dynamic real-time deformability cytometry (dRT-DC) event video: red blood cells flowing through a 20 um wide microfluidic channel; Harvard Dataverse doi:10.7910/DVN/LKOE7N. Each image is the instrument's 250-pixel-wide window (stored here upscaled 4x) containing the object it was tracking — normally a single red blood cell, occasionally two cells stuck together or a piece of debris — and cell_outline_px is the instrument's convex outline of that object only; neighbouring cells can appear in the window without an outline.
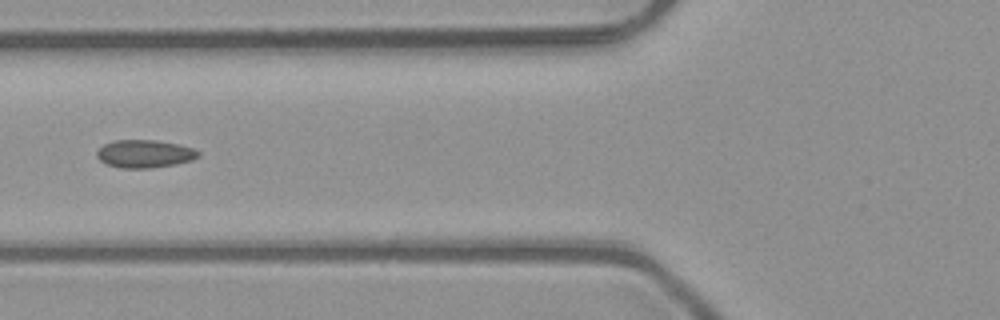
{"species": "common noctule bat (a hibernating species)", "species_latin": "Nyctalus noctula", "temperature_condition": "room temperature", "stored_images_in_passage": 4, "camera_frame_rate_fps": 3000, "um_per_image_px": 0.085, "animal": {"sex": "male", "body_mass_g": 23.1, "forearm_length_mm": 52.7}, "frame": {"image": 1, "passage_image": 3, "time_ms": 0.667, "image_size_px": [1000, 320], "cell_outline_px": [[200, 156], [192, 160], [176, 164], [148, 168], [120, 168], [108, 164], [100, 160], [96, 156], [96, 152], [104, 144], [116, 140], [156, 140], [176, 144], [192, 148], [200, 152]], "centroid_in_image_um": [12.29, 13.07], "position_along_channel_um": 113.5, "area_um2": 16.36}}
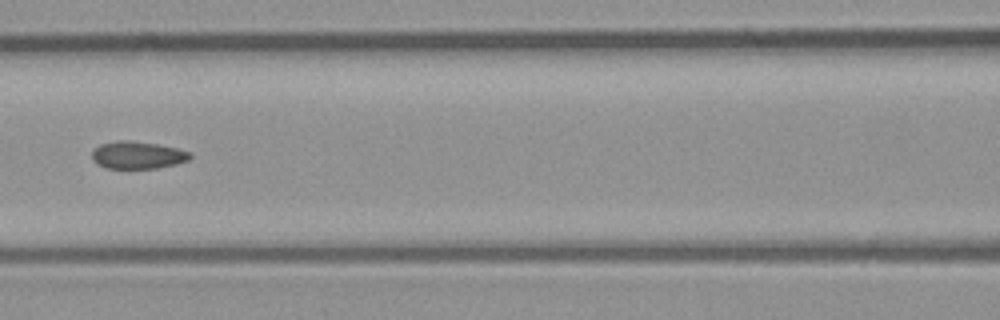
{"frame": {"image": 2, "passage_image": 4, "time_ms": 1.0, "image_size_px": [1000, 320], "cell_outline_px": [[192, 156], [188, 160], [176, 164], [156, 168], [104, 168], [96, 164], [92, 160], [92, 152], [100, 144], [120, 140], [124, 140], [156, 144], [176, 148], [192, 152]], "centroid_in_image_um": [11.69, 13.19], "position_along_channel_um": 154.9, "area_um2": 15.61}}